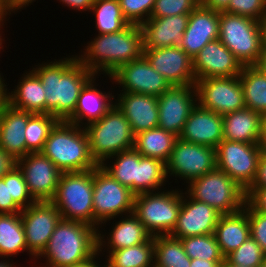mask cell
Returning a JSON list of instances; mask_svg holds the SVG:
<instances>
[{
	"mask_svg": "<svg viewBox=\"0 0 266 267\" xmlns=\"http://www.w3.org/2000/svg\"><path fill=\"white\" fill-rule=\"evenodd\" d=\"M257 267H266V259L260 265H258Z\"/></svg>",
	"mask_w": 266,
	"mask_h": 267,
	"instance_id": "03108f58",
	"label": "cell"
},
{
	"mask_svg": "<svg viewBox=\"0 0 266 267\" xmlns=\"http://www.w3.org/2000/svg\"><path fill=\"white\" fill-rule=\"evenodd\" d=\"M70 8H74V10H90L94 0H60Z\"/></svg>",
	"mask_w": 266,
	"mask_h": 267,
	"instance_id": "f5cc1de1",
	"label": "cell"
},
{
	"mask_svg": "<svg viewBox=\"0 0 266 267\" xmlns=\"http://www.w3.org/2000/svg\"><path fill=\"white\" fill-rule=\"evenodd\" d=\"M3 77H1L0 74V107L5 103V93H6V86L3 81L4 79H2Z\"/></svg>",
	"mask_w": 266,
	"mask_h": 267,
	"instance_id": "680465c9",
	"label": "cell"
},
{
	"mask_svg": "<svg viewBox=\"0 0 266 267\" xmlns=\"http://www.w3.org/2000/svg\"><path fill=\"white\" fill-rule=\"evenodd\" d=\"M143 55L171 86L195 85L193 59L179 46L143 49Z\"/></svg>",
	"mask_w": 266,
	"mask_h": 267,
	"instance_id": "d6986e66",
	"label": "cell"
},
{
	"mask_svg": "<svg viewBox=\"0 0 266 267\" xmlns=\"http://www.w3.org/2000/svg\"><path fill=\"white\" fill-rule=\"evenodd\" d=\"M220 12L201 6L190 13L179 47L193 58L206 44L219 37Z\"/></svg>",
	"mask_w": 266,
	"mask_h": 267,
	"instance_id": "7402d4cb",
	"label": "cell"
},
{
	"mask_svg": "<svg viewBox=\"0 0 266 267\" xmlns=\"http://www.w3.org/2000/svg\"><path fill=\"white\" fill-rule=\"evenodd\" d=\"M134 199L135 194L109 175L101 165L93 169V227L120 214L132 213Z\"/></svg>",
	"mask_w": 266,
	"mask_h": 267,
	"instance_id": "8fae6325",
	"label": "cell"
},
{
	"mask_svg": "<svg viewBox=\"0 0 266 267\" xmlns=\"http://www.w3.org/2000/svg\"><path fill=\"white\" fill-rule=\"evenodd\" d=\"M25 250L28 249L21 214H0V258Z\"/></svg>",
	"mask_w": 266,
	"mask_h": 267,
	"instance_id": "d6a6232c",
	"label": "cell"
},
{
	"mask_svg": "<svg viewBox=\"0 0 266 267\" xmlns=\"http://www.w3.org/2000/svg\"><path fill=\"white\" fill-rule=\"evenodd\" d=\"M51 202L62 219L93 226V169L62 173Z\"/></svg>",
	"mask_w": 266,
	"mask_h": 267,
	"instance_id": "52a82bcc",
	"label": "cell"
},
{
	"mask_svg": "<svg viewBox=\"0 0 266 267\" xmlns=\"http://www.w3.org/2000/svg\"><path fill=\"white\" fill-rule=\"evenodd\" d=\"M224 12L260 21L266 12V0H231Z\"/></svg>",
	"mask_w": 266,
	"mask_h": 267,
	"instance_id": "ee69618b",
	"label": "cell"
},
{
	"mask_svg": "<svg viewBox=\"0 0 266 267\" xmlns=\"http://www.w3.org/2000/svg\"><path fill=\"white\" fill-rule=\"evenodd\" d=\"M181 239L169 235L154 236V267H190Z\"/></svg>",
	"mask_w": 266,
	"mask_h": 267,
	"instance_id": "d590c367",
	"label": "cell"
},
{
	"mask_svg": "<svg viewBox=\"0 0 266 267\" xmlns=\"http://www.w3.org/2000/svg\"><path fill=\"white\" fill-rule=\"evenodd\" d=\"M239 79L243 89L245 107L265 116L266 76L253 66H243Z\"/></svg>",
	"mask_w": 266,
	"mask_h": 267,
	"instance_id": "836d02e7",
	"label": "cell"
},
{
	"mask_svg": "<svg viewBox=\"0 0 266 267\" xmlns=\"http://www.w3.org/2000/svg\"><path fill=\"white\" fill-rule=\"evenodd\" d=\"M220 267H245V266L233 264L227 258H225Z\"/></svg>",
	"mask_w": 266,
	"mask_h": 267,
	"instance_id": "94428289",
	"label": "cell"
},
{
	"mask_svg": "<svg viewBox=\"0 0 266 267\" xmlns=\"http://www.w3.org/2000/svg\"><path fill=\"white\" fill-rule=\"evenodd\" d=\"M199 4V0H155L150 18L190 14Z\"/></svg>",
	"mask_w": 266,
	"mask_h": 267,
	"instance_id": "b9f144b4",
	"label": "cell"
},
{
	"mask_svg": "<svg viewBox=\"0 0 266 267\" xmlns=\"http://www.w3.org/2000/svg\"><path fill=\"white\" fill-rule=\"evenodd\" d=\"M112 229L106 242L107 247L110 245L109 252L145 243L152 237L133 212L115 223Z\"/></svg>",
	"mask_w": 266,
	"mask_h": 267,
	"instance_id": "1f68e13d",
	"label": "cell"
},
{
	"mask_svg": "<svg viewBox=\"0 0 266 267\" xmlns=\"http://www.w3.org/2000/svg\"><path fill=\"white\" fill-rule=\"evenodd\" d=\"M216 168V149L177 138L166 162L167 175L191 181Z\"/></svg>",
	"mask_w": 266,
	"mask_h": 267,
	"instance_id": "5bb4252c",
	"label": "cell"
},
{
	"mask_svg": "<svg viewBox=\"0 0 266 267\" xmlns=\"http://www.w3.org/2000/svg\"><path fill=\"white\" fill-rule=\"evenodd\" d=\"M262 75L266 76V47H263L256 63L253 65Z\"/></svg>",
	"mask_w": 266,
	"mask_h": 267,
	"instance_id": "9f6ffc18",
	"label": "cell"
},
{
	"mask_svg": "<svg viewBox=\"0 0 266 267\" xmlns=\"http://www.w3.org/2000/svg\"><path fill=\"white\" fill-rule=\"evenodd\" d=\"M22 172L31 197L36 202L51 201L62 172L41 152L28 153L16 161Z\"/></svg>",
	"mask_w": 266,
	"mask_h": 267,
	"instance_id": "2e32d148",
	"label": "cell"
},
{
	"mask_svg": "<svg viewBox=\"0 0 266 267\" xmlns=\"http://www.w3.org/2000/svg\"><path fill=\"white\" fill-rule=\"evenodd\" d=\"M197 102L222 116L245 108L239 76L196 80Z\"/></svg>",
	"mask_w": 266,
	"mask_h": 267,
	"instance_id": "4fadbf2b",
	"label": "cell"
},
{
	"mask_svg": "<svg viewBox=\"0 0 266 267\" xmlns=\"http://www.w3.org/2000/svg\"><path fill=\"white\" fill-rule=\"evenodd\" d=\"M90 10L96 15L98 34L117 33L130 24L122 13L119 0H94Z\"/></svg>",
	"mask_w": 266,
	"mask_h": 267,
	"instance_id": "8d00e7d4",
	"label": "cell"
},
{
	"mask_svg": "<svg viewBox=\"0 0 266 267\" xmlns=\"http://www.w3.org/2000/svg\"><path fill=\"white\" fill-rule=\"evenodd\" d=\"M223 261H208L203 259H191L190 267H220Z\"/></svg>",
	"mask_w": 266,
	"mask_h": 267,
	"instance_id": "11a10c76",
	"label": "cell"
},
{
	"mask_svg": "<svg viewBox=\"0 0 266 267\" xmlns=\"http://www.w3.org/2000/svg\"><path fill=\"white\" fill-rule=\"evenodd\" d=\"M214 236L222 255L226 258L250 236L247 211L243 208L232 214H221Z\"/></svg>",
	"mask_w": 266,
	"mask_h": 267,
	"instance_id": "83f0119b",
	"label": "cell"
},
{
	"mask_svg": "<svg viewBox=\"0 0 266 267\" xmlns=\"http://www.w3.org/2000/svg\"><path fill=\"white\" fill-rule=\"evenodd\" d=\"M263 116L249 108L223 115V139L258 144Z\"/></svg>",
	"mask_w": 266,
	"mask_h": 267,
	"instance_id": "f1b7e54d",
	"label": "cell"
},
{
	"mask_svg": "<svg viewBox=\"0 0 266 267\" xmlns=\"http://www.w3.org/2000/svg\"><path fill=\"white\" fill-rule=\"evenodd\" d=\"M266 187V155L261 154L255 179L249 188H265Z\"/></svg>",
	"mask_w": 266,
	"mask_h": 267,
	"instance_id": "c3c4849f",
	"label": "cell"
},
{
	"mask_svg": "<svg viewBox=\"0 0 266 267\" xmlns=\"http://www.w3.org/2000/svg\"><path fill=\"white\" fill-rule=\"evenodd\" d=\"M58 121L51 114H33L25 128L26 149L30 153L41 152L50 131Z\"/></svg>",
	"mask_w": 266,
	"mask_h": 267,
	"instance_id": "74e56055",
	"label": "cell"
},
{
	"mask_svg": "<svg viewBox=\"0 0 266 267\" xmlns=\"http://www.w3.org/2000/svg\"><path fill=\"white\" fill-rule=\"evenodd\" d=\"M157 98L158 127L179 137L192 109L197 105L196 86H171Z\"/></svg>",
	"mask_w": 266,
	"mask_h": 267,
	"instance_id": "ac0fdd59",
	"label": "cell"
},
{
	"mask_svg": "<svg viewBox=\"0 0 266 267\" xmlns=\"http://www.w3.org/2000/svg\"><path fill=\"white\" fill-rule=\"evenodd\" d=\"M104 267H154V236L147 242L109 252Z\"/></svg>",
	"mask_w": 266,
	"mask_h": 267,
	"instance_id": "e575fe53",
	"label": "cell"
},
{
	"mask_svg": "<svg viewBox=\"0 0 266 267\" xmlns=\"http://www.w3.org/2000/svg\"><path fill=\"white\" fill-rule=\"evenodd\" d=\"M4 18L6 19L5 15L1 14V15H0V27H1L2 25H4V24H3V22H4V21H3ZM1 24H2V25H1ZM0 35H1V34H0ZM0 37H2V36H0ZM1 45H2V39L0 38V49L2 48Z\"/></svg>",
	"mask_w": 266,
	"mask_h": 267,
	"instance_id": "be15d7a7",
	"label": "cell"
},
{
	"mask_svg": "<svg viewBox=\"0 0 266 267\" xmlns=\"http://www.w3.org/2000/svg\"><path fill=\"white\" fill-rule=\"evenodd\" d=\"M97 261H95V259H91L89 261H87L86 263L80 264V265H76V266H71V267H104V266H100L98 263H96Z\"/></svg>",
	"mask_w": 266,
	"mask_h": 267,
	"instance_id": "91938a15",
	"label": "cell"
},
{
	"mask_svg": "<svg viewBox=\"0 0 266 267\" xmlns=\"http://www.w3.org/2000/svg\"><path fill=\"white\" fill-rule=\"evenodd\" d=\"M231 263L245 267H257L265 259L266 255L260 245L249 236L236 250L226 257Z\"/></svg>",
	"mask_w": 266,
	"mask_h": 267,
	"instance_id": "ab89813d",
	"label": "cell"
},
{
	"mask_svg": "<svg viewBox=\"0 0 266 267\" xmlns=\"http://www.w3.org/2000/svg\"><path fill=\"white\" fill-rule=\"evenodd\" d=\"M218 39L242 66H253L264 47L259 21L226 12H220Z\"/></svg>",
	"mask_w": 266,
	"mask_h": 267,
	"instance_id": "9c48e42d",
	"label": "cell"
},
{
	"mask_svg": "<svg viewBox=\"0 0 266 267\" xmlns=\"http://www.w3.org/2000/svg\"><path fill=\"white\" fill-rule=\"evenodd\" d=\"M15 165L16 160L0 148V178L9 172Z\"/></svg>",
	"mask_w": 266,
	"mask_h": 267,
	"instance_id": "681fc988",
	"label": "cell"
},
{
	"mask_svg": "<svg viewBox=\"0 0 266 267\" xmlns=\"http://www.w3.org/2000/svg\"><path fill=\"white\" fill-rule=\"evenodd\" d=\"M26 244L29 253L37 258L44 251L56 225L62 219L60 212L51 201L34 202L22 209Z\"/></svg>",
	"mask_w": 266,
	"mask_h": 267,
	"instance_id": "9a60e30c",
	"label": "cell"
},
{
	"mask_svg": "<svg viewBox=\"0 0 266 267\" xmlns=\"http://www.w3.org/2000/svg\"><path fill=\"white\" fill-rule=\"evenodd\" d=\"M7 0H0V10H2L6 6Z\"/></svg>",
	"mask_w": 266,
	"mask_h": 267,
	"instance_id": "e7e4bbea",
	"label": "cell"
},
{
	"mask_svg": "<svg viewBox=\"0 0 266 267\" xmlns=\"http://www.w3.org/2000/svg\"><path fill=\"white\" fill-rule=\"evenodd\" d=\"M104 235L83 222L61 219L44 251L38 256L48 262L43 267H71L95 258L104 247ZM42 267V266H41Z\"/></svg>",
	"mask_w": 266,
	"mask_h": 267,
	"instance_id": "7a4b0ae2",
	"label": "cell"
},
{
	"mask_svg": "<svg viewBox=\"0 0 266 267\" xmlns=\"http://www.w3.org/2000/svg\"><path fill=\"white\" fill-rule=\"evenodd\" d=\"M231 0H199L200 5L217 12H224Z\"/></svg>",
	"mask_w": 266,
	"mask_h": 267,
	"instance_id": "f907efd6",
	"label": "cell"
},
{
	"mask_svg": "<svg viewBox=\"0 0 266 267\" xmlns=\"http://www.w3.org/2000/svg\"><path fill=\"white\" fill-rule=\"evenodd\" d=\"M2 178L4 181H9L10 196L21 209H25L36 202L31 197L24 176L16 165Z\"/></svg>",
	"mask_w": 266,
	"mask_h": 267,
	"instance_id": "60d3db41",
	"label": "cell"
},
{
	"mask_svg": "<svg viewBox=\"0 0 266 267\" xmlns=\"http://www.w3.org/2000/svg\"><path fill=\"white\" fill-rule=\"evenodd\" d=\"M41 153L62 173L84 172L98 166L91 155L85 128L68 121L56 123Z\"/></svg>",
	"mask_w": 266,
	"mask_h": 267,
	"instance_id": "277c9868",
	"label": "cell"
},
{
	"mask_svg": "<svg viewBox=\"0 0 266 267\" xmlns=\"http://www.w3.org/2000/svg\"><path fill=\"white\" fill-rule=\"evenodd\" d=\"M187 183L191 198L208 204L220 214L238 212L246 203L245 190L218 168Z\"/></svg>",
	"mask_w": 266,
	"mask_h": 267,
	"instance_id": "ba28073f",
	"label": "cell"
},
{
	"mask_svg": "<svg viewBox=\"0 0 266 267\" xmlns=\"http://www.w3.org/2000/svg\"><path fill=\"white\" fill-rule=\"evenodd\" d=\"M190 14L149 18L142 23L143 49L179 46Z\"/></svg>",
	"mask_w": 266,
	"mask_h": 267,
	"instance_id": "d4e9b609",
	"label": "cell"
},
{
	"mask_svg": "<svg viewBox=\"0 0 266 267\" xmlns=\"http://www.w3.org/2000/svg\"><path fill=\"white\" fill-rule=\"evenodd\" d=\"M32 115L6 102L0 107V148L16 161L30 153L26 149L25 128Z\"/></svg>",
	"mask_w": 266,
	"mask_h": 267,
	"instance_id": "484cf974",
	"label": "cell"
},
{
	"mask_svg": "<svg viewBox=\"0 0 266 267\" xmlns=\"http://www.w3.org/2000/svg\"><path fill=\"white\" fill-rule=\"evenodd\" d=\"M260 156L258 144L223 139L216 147V168L246 191L255 179Z\"/></svg>",
	"mask_w": 266,
	"mask_h": 267,
	"instance_id": "7c38bea8",
	"label": "cell"
},
{
	"mask_svg": "<svg viewBox=\"0 0 266 267\" xmlns=\"http://www.w3.org/2000/svg\"><path fill=\"white\" fill-rule=\"evenodd\" d=\"M178 137L159 127L139 132L134 137V148L141 155L166 163Z\"/></svg>",
	"mask_w": 266,
	"mask_h": 267,
	"instance_id": "4dcf8cb0",
	"label": "cell"
},
{
	"mask_svg": "<svg viewBox=\"0 0 266 267\" xmlns=\"http://www.w3.org/2000/svg\"><path fill=\"white\" fill-rule=\"evenodd\" d=\"M182 204L179 191L135 195L133 213L152 235H169L174 230ZM163 231V232H162Z\"/></svg>",
	"mask_w": 266,
	"mask_h": 267,
	"instance_id": "30bf717a",
	"label": "cell"
},
{
	"mask_svg": "<svg viewBox=\"0 0 266 267\" xmlns=\"http://www.w3.org/2000/svg\"><path fill=\"white\" fill-rule=\"evenodd\" d=\"M108 77L122 85L123 92L159 97L171 87L166 78L150 65L144 55L121 65Z\"/></svg>",
	"mask_w": 266,
	"mask_h": 267,
	"instance_id": "e0dca14e",
	"label": "cell"
},
{
	"mask_svg": "<svg viewBox=\"0 0 266 267\" xmlns=\"http://www.w3.org/2000/svg\"><path fill=\"white\" fill-rule=\"evenodd\" d=\"M113 104L125 115L134 135L158 127L159 110L156 96L122 92L118 101Z\"/></svg>",
	"mask_w": 266,
	"mask_h": 267,
	"instance_id": "cb8c5ba5",
	"label": "cell"
},
{
	"mask_svg": "<svg viewBox=\"0 0 266 267\" xmlns=\"http://www.w3.org/2000/svg\"><path fill=\"white\" fill-rule=\"evenodd\" d=\"M244 209L248 215L250 236L260 245L266 255V214L254 211L247 203Z\"/></svg>",
	"mask_w": 266,
	"mask_h": 267,
	"instance_id": "f6af8a7d",
	"label": "cell"
},
{
	"mask_svg": "<svg viewBox=\"0 0 266 267\" xmlns=\"http://www.w3.org/2000/svg\"><path fill=\"white\" fill-rule=\"evenodd\" d=\"M185 253L190 259H203L208 261H224L220 247L214 234L186 237L181 239Z\"/></svg>",
	"mask_w": 266,
	"mask_h": 267,
	"instance_id": "f35d334b",
	"label": "cell"
},
{
	"mask_svg": "<svg viewBox=\"0 0 266 267\" xmlns=\"http://www.w3.org/2000/svg\"><path fill=\"white\" fill-rule=\"evenodd\" d=\"M261 154L266 155V115L262 118L260 137L258 142Z\"/></svg>",
	"mask_w": 266,
	"mask_h": 267,
	"instance_id": "db71d44e",
	"label": "cell"
},
{
	"mask_svg": "<svg viewBox=\"0 0 266 267\" xmlns=\"http://www.w3.org/2000/svg\"><path fill=\"white\" fill-rule=\"evenodd\" d=\"M182 193V204L177 223L170 234L175 238H186L205 234H214L221 214L206 203L199 202Z\"/></svg>",
	"mask_w": 266,
	"mask_h": 267,
	"instance_id": "44dd1931",
	"label": "cell"
},
{
	"mask_svg": "<svg viewBox=\"0 0 266 267\" xmlns=\"http://www.w3.org/2000/svg\"><path fill=\"white\" fill-rule=\"evenodd\" d=\"M39 65L33 72L39 77L46 99V114L66 121L75 111L83 87L95 74L76 57Z\"/></svg>",
	"mask_w": 266,
	"mask_h": 267,
	"instance_id": "6da1fadb",
	"label": "cell"
},
{
	"mask_svg": "<svg viewBox=\"0 0 266 267\" xmlns=\"http://www.w3.org/2000/svg\"><path fill=\"white\" fill-rule=\"evenodd\" d=\"M114 156V164L106 166L102 163L101 167L135 195L154 192L166 182L168 175L163 161L141 156L134 147L114 154L109 159Z\"/></svg>",
	"mask_w": 266,
	"mask_h": 267,
	"instance_id": "5b68a950",
	"label": "cell"
},
{
	"mask_svg": "<svg viewBox=\"0 0 266 267\" xmlns=\"http://www.w3.org/2000/svg\"><path fill=\"white\" fill-rule=\"evenodd\" d=\"M94 80L96 79L93 77L83 87L78 97L75 111L66 121L82 126V121L86 119V126L88 123L101 119L111 109L113 106L111 99L114 96H111L109 93H102V91L94 87L96 86L93 85Z\"/></svg>",
	"mask_w": 266,
	"mask_h": 267,
	"instance_id": "f546056e",
	"label": "cell"
},
{
	"mask_svg": "<svg viewBox=\"0 0 266 267\" xmlns=\"http://www.w3.org/2000/svg\"><path fill=\"white\" fill-rule=\"evenodd\" d=\"M178 138L216 149L223 140V116L204 109L197 103L187 118Z\"/></svg>",
	"mask_w": 266,
	"mask_h": 267,
	"instance_id": "603a6c76",
	"label": "cell"
},
{
	"mask_svg": "<svg viewBox=\"0 0 266 267\" xmlns=\"http://www.w3.org/2000/svg\"><path fill=\"white\" fill-rule=\"evenodd\" d=\"M84 54L77 59L95 75L101 70L110 76L121 65L143 55V31L140 25L129 24L117 33L98 34Z\"/></svg>",
	"mask_w": 266,
	"mask_h": 267,
	"instance_id": "3957f363",
	"label": "cell"
},
{
	"mask_svg": "<svg viewBox=\"0 0 266 267\" xmlns=\"http://www.w3.org/2000/svg\"><path fill=\"white\" fill-rule=\"evenodd\" d=\"M259 23H260V28H261L263 46L266 47V12L263 14Z\"/></svg>",
	"mask_w": 266,
	"mask_h": 267,
	"instance_id": "6f0895ef",
	"label": "cell"
},
{
	"mask_svg": "<svg viewBox=\"0 0 266 267\" xmlns=\"http://www.w3.org/2000/svg\"><path fill=\"white\" fill-rule=\"evenodd\" d=\"M90 152L98 165L124 150L134 147V137L129 121L114 104L99 120L88 123L84 127Z\"/></svg>",
	"mask_w": 266,
	"mask_h": 267,
	"instance_id": "8992f818",
	"label": "cell"
},
{
	"mask_svg": "<svg viewBox=\"0 0 266 267\" xmlns=\"http://www.w3.org/2000/svg\"><path fill=\"white\" fill-rule=\"evenodd\" d=\"M35 0H7L6 6L1 10V13L5 16L9 13L11 14L12 11L15 12V10L23 9V7L28 6L29 3L33 2Z\"/></svg>",
	"mask_w": 266,
	"mask_h": 267,
	"instance_id": "816d5d0a",
	"label": "cell"
},
{
	"mask_svg": "<svg viewBox=\"0 0 266 267\" xmlns=\"http://www.w3.org/2000/svg\"><path fill=\"white\" fill-rule=\"evenodd\" d=\"M245 192H246V203L254 211L266 214V187L248 188Z\"/></svg>",
	"mask_w": 266,
	"mask_h": 267,
	"instance_id": "7dc6e473",
	"label": "cell"
},
{
	"mask_svg": "<svg viewBox=\"0 0 266 267\" xmlns=\"http://www.w3.org/2000/svg\"><path fill=\"white\" fill-rule=\"evenodd\" d=\"M23 75L11 93H5V102L14 109L32 114H46L45 91L39 77L31 70Z\"/></svg>",
	"mask_w": 266,
	"mask_h": 267,
	"instance_id": "4316f807",
	"label": "cell"
},
{
	"mask_svg": "<svg viewBox=\"0 0 266 267\" xmlns=\"http://www.w3.org/2000/svg\"><path fill=\"white\" fill-rule=\"evenodd\" d=\"M22 209L10 196L9 181L0 178V214L21 213Z\"/></svg>",
	"mask_w": 266,
	"mask_h": 267,
	"instance_id": "bcb514c9",
	"label": "cell"
},
{
	"mask_svg": "<svg viewBox=\"0 0 266 267\" xmlns=\"http://www.w3.org/2000/svg\"><path fill=\"white\" fill-rule=\"evenodd\" d=\"M14 266L15 265L10 263V261H8V262L6 260L0 261V267H14Z\"/></svg>",
	"mask_w": 266,
	"mask_h": 267,
	"instance_id": "6125c7cd",
	"label": "cell"
},
{
	"mask_svg": "<svg viewBox=\"0 0 266 267\" xmlns=\"http://www.w3.org/2000/svg\"><path fill=\"white\" fill-rule=\"evenodd\" d=\"M119 3L126 20L141 25L150 18L155 0H119Z\"/></svg>",
	"mask_w": 266,
	"mask_h": 267,
	"instance_id": "7bdbcfd3",
	"label": "cell"
},
{
	"mask_svg": "<svg viewBox=\"0 0 266 267\" xmlns=\"http://www.w3.org/2000/svg\"><path fill=\"white\" fill-rule=\"evenodd\" d=\"M192 59L196 80L239 76L243 67L219 39L206 44Z\"/></svg>",
	"mask_w": 266,
	"mask_h": 267,
	"instance_id": "ffe728a7",
	"label": "cell"
}]
</instances>
